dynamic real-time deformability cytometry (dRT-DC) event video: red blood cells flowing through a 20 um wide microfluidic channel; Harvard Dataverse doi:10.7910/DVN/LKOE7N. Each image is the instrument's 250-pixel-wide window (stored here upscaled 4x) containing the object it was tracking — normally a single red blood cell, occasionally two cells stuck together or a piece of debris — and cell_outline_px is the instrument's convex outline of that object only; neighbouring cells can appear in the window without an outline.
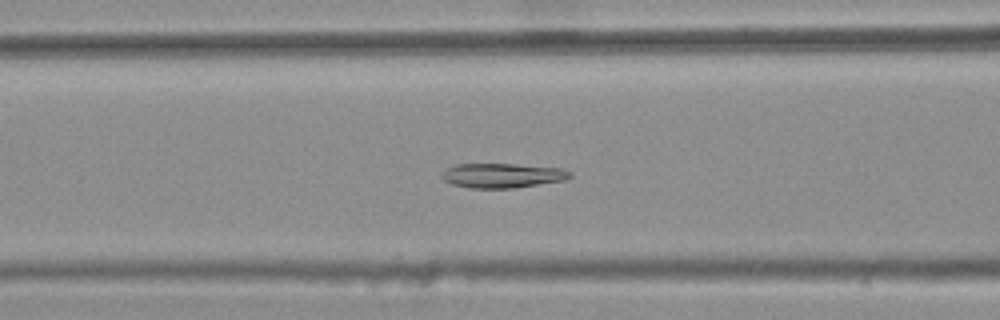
{"species": "common noctule bat (a hibernating species)", "species_latin": "Nyctalus noctula", "temperature_condition": "warm", "stored_images_in_passage": 35, "camera_frame_rate_fps": 3000, "um_per_image_px": 0.085, "animal": {"sex": "female", "body_mass_g": 25.1}, "frame": {"image": 1, "passage_image": 15, "time_ms": 4.667, "image_size_px": [1000, 320], "cell_outline_px": [[572, 176], [564, 180], [516, 188], [472, 188], [452, 184], [444, 180], [440, 176], [448, 168], [456, 164], [516, 164], [560, 168], [572, 172]], "centroid_in_image_um": [42.72, 14.92], "position_along_channel_um": 123.9, "area_um2": 18.26}}
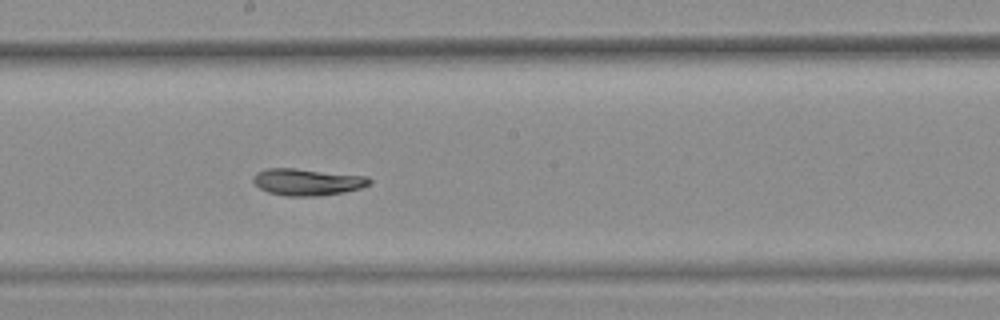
{"frame": {"image": 2, "passage_image": 23, "time_ms": 7.333, "image_size_px": [1000, 320], "cell_outline_px": [[372, 184], [360, 188], [344, 192], [320, 196], [284, 196], [268, 192], [260, 188], [252, 180], [252, 176], [256, 172], [268, 168], [296, 168], [368, 176], [372, 180]], "centroid_in_image_um": [26.14, 15.46], "position_along_channel_um": 222.1, "area_um2": 18.38}}
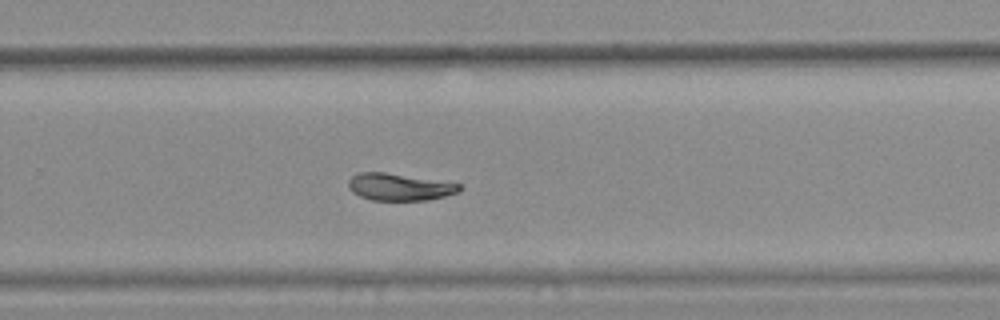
{"frame": {"image": 3, "passage_image": 29, "time_ms": 9.333, "image_size_px": [1000, 320], "cell_outline_px": [[460, 192], [428, 200], [372, 200], [360, 196], [352, 192], [348, 188], [348, 180], [352, 176], [360, 172], [384, 172], [460, 184]], "centroid_in_image_um": [33.91, 15.89], "position_along_channel_um": 295.9, "area_um2": 17.34}}